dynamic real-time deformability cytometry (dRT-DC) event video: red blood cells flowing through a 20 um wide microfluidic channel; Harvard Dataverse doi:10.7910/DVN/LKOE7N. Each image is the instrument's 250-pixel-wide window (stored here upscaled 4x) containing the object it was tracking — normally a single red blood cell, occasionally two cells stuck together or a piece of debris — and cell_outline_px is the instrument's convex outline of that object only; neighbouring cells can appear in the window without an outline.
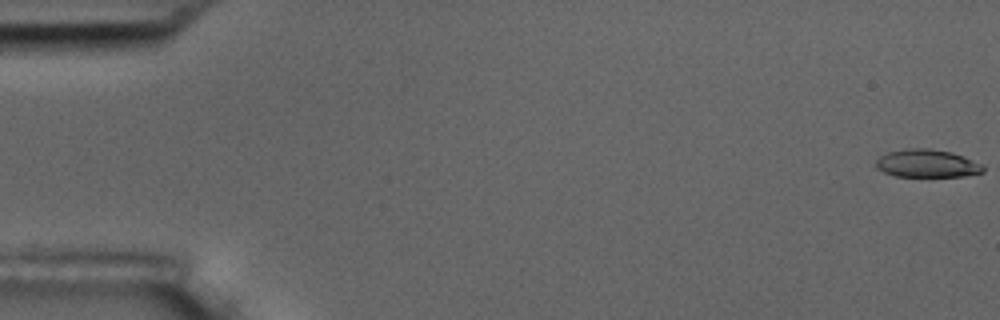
{"species": "common noctule bat (a hibernating species)", "species_latin": "Nyctalus noctula", "temperature_condition": "room temperature", "stored_images_in_passage": 16, "camera_frame_rate_fps": 3000, "um_per_image_px": 0.085, "animal": {"sex": "male", "body_mass_g": 17.5, "forearm_length_mm": 52.3}, "frame": {"image": 1, "passage_image": 1, "time_ms": 0.0, "image_size_px": [1000, 320], "cell_outline_px": [[984, 172], [964, 176], [896, 176], [884, 172], [876, 168], [876, 160], [880, 156], [888, 152], [908, 148], [928, 148], [952, 152], [984, 164]], "centroid_in_image_um": [78.82, 13.89], "position_along_channel_um": 6.2, "area_um2": 17.46}}
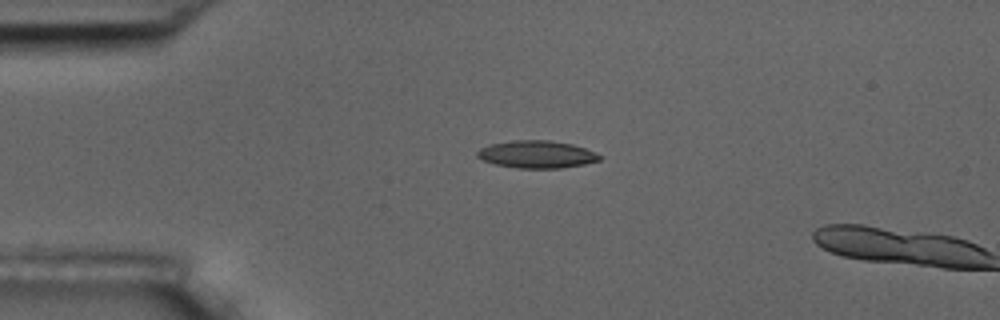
{"frame": {"image": 2, "passage_image": 14, "time_ms": 4.333, "image_size_px": [1000, 320], "cell_outline_px": [[600, 160], [584, 164], [560, 168], [516, 168], [496, 164], [484, 160], [476, 156], [476, 152], [480, 148], [492, 144], [512, 140], [548, 140], [572, 144], [596, 152], [600, 156]], "centroid_in_image_um": [45.62, 13.12], "position_along_channel_um": 39.4, "area_um2": 19.42}}